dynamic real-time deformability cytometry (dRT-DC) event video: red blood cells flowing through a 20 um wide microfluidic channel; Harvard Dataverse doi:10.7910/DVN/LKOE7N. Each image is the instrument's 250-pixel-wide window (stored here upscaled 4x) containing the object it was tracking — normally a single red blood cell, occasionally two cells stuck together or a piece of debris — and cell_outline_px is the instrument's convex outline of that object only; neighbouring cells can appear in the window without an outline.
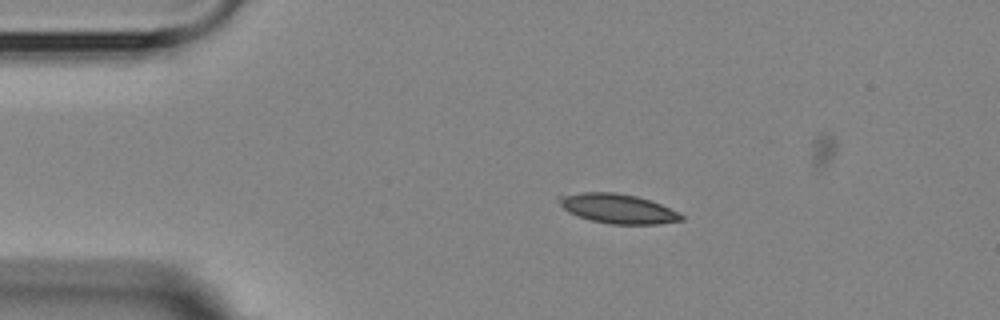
{"species": "Egyptian fruit bat (a non-hibernating species)", "species_latin": "Rousettus aegyptiacus", "temperature_condition": "room temperature", "stored_images_in_passage": 9, "camera_frame_rate_fps": 3000, "um_per_image_px": 0.085, "animal": {"sex": "female"}, "frame": {"image": 1, "passage_image": 1, "time_ms": 0.0, "image_size_px": [1000, 320], "cell_outline_px": [[684, 220], [660, 224], [608, 224], [592, 220], [568, 212], [560, 204], [556, 196], [584, 192], [616, 192], [636, 196], [660, 204], [680, 212], [684, 216]], "centroid_in_image_um": [52.54, 17.73], "position_along_channel_um": 32.5, "area_um2": 20.98}}
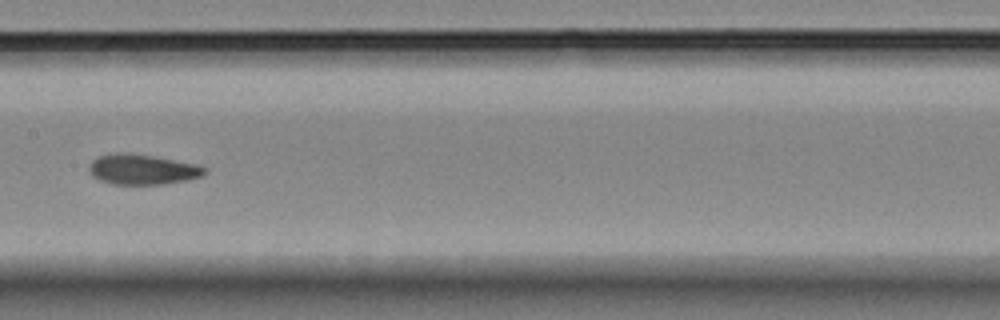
{"frame": {"image": 2, "passage_image": 6, "time_ms": 5.667, "image_size_px": [1000, 320], "cell_outline_px": [[208, 172], [204, 176], [188, 180], [164, 184], [112, 184], [100, 180], [92, 176], [88, 168], [92, 160], [100, 156], [112, 152], [128, 152], [152, 156], [196, 164], [208, 168]], "centroid_in_image_um": [12.13, 14.4], "position_along_channel_um": 195.3, "area_um2": 20.58}}
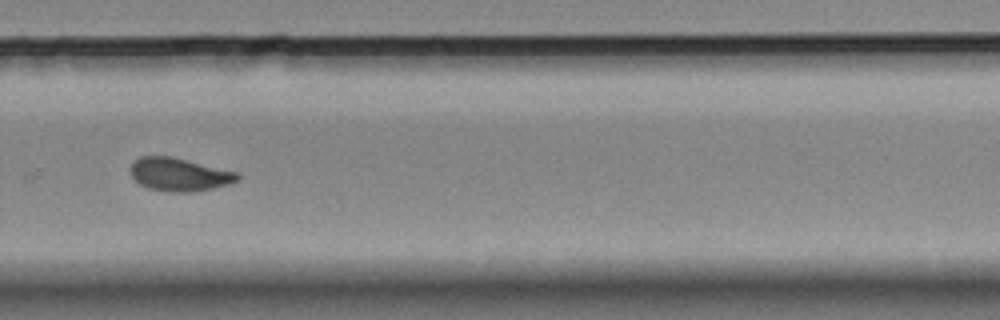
{"frame": {"image": 3, "passage_image": 9, "time_ms": 9.0, "image_size_px": [1000, 320], "cell_outline_px": [[240, 176], [236, 180], [228, 184], [212, 188], [188, 192], [168, 192], [148, 188], [140, 184], [132, 176], [132, 164], [140, 156], [172, 156], [240, 172]], "centroid_in_image_um": [15.27, 14.82], "position_along_channel_um": 314.5, "area_um2": 20.58}}